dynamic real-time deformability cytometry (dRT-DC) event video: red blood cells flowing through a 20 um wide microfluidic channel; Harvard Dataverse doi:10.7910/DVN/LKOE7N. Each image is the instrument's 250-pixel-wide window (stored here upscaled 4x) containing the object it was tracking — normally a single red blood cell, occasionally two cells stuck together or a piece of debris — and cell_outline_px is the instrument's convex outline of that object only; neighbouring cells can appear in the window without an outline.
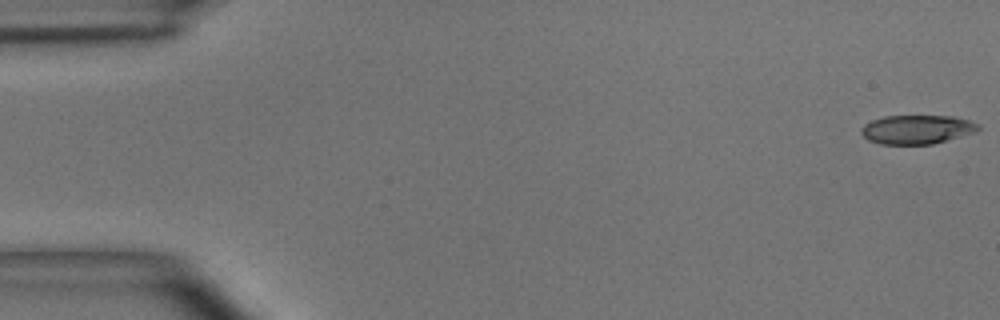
{"species": "common noctule bat (a hibernating species)", "species_latin": "Nyctalus noctula", "temperature_condition": "room temperature", "stored_images_in_passage": 50, "camera_frame_rate_fps": 3000, "um_per_image_px": 0.085, "animal": {"sex": "male", "body_mass_g": 15.6}, "frame": {"image": 1, "passage_image": 1, "time_ms": 0.0, "image_size_px": [1000, 320], "cell_outline_px": [[980, 128], [976, 132], [932, 144], [880, 144], [868, 140], [860, 132], [860, 128], [864, 124], [872, 120], [884, 116], [956, 116], [980, 124]], "centroid_in_image_um": [77.94, 11.0], "position_along_channel_um": 7.1, "area_um2": 19.83}}
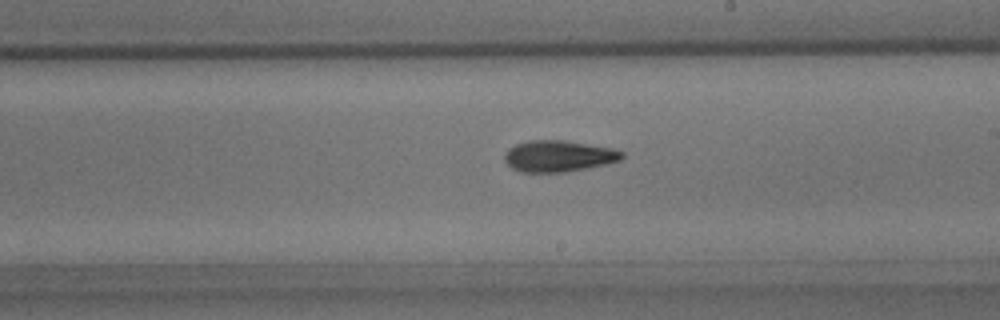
{"frame": {"image": 2, "passage_image": 29, "time_ms": 9.333, "image_size_px": [1000, 320], "cell_outline_px": [[624, 156], [620, 160], [608, 164], [564, 172], [520, 172], [512, 168], [504, 160], [504, 156], [508, 148], [516, 144], [528, 140], [564, 140], [612, 148], [624, 152]], "centroid_in_image_um": [47.47, 13.26], "position_along_channel_um": 241.5, "area_um2": 21.5}}
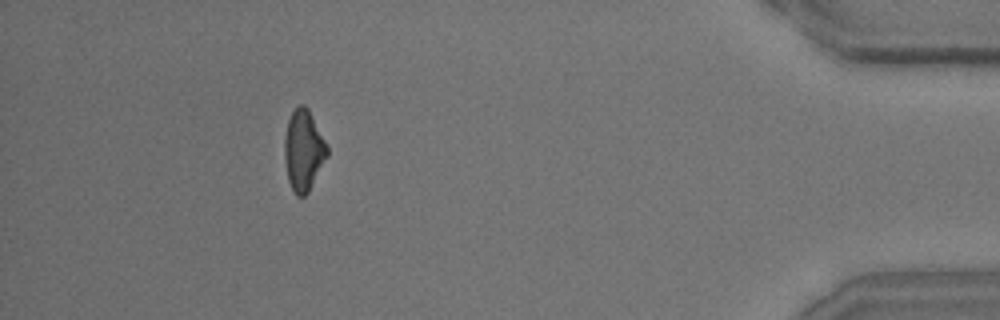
{"frame": {"image": 3, "passage_image": 46, "time_ms": 15.0, "image_size_px": [1000, 320], "cell_outline_px": [[328, 156], [308, 192], [304, 196], [296, 196], [292, 192], [288, 180], [284, 156], [284, 136], [288, 120], [292, 112], [300, 104], [304, 104], [308, 108], [328, 148]], "centroid_in_image_um": [25.78, 12.8], "position_along_channel_um": 409.4, "area_um2": 20.06}, "authors_computed_cell_mechanics": {"area_um2": 20.6635, "velocity_mm_per_s": 3.9532, "shape_relaxation_time_tau1_ms": 3.8995, "shape_relaxation_time_tau2_ms": 5.8221, "deformation_change_tau1": 0.1575, "deformation_change_tau2": 0.1627}}